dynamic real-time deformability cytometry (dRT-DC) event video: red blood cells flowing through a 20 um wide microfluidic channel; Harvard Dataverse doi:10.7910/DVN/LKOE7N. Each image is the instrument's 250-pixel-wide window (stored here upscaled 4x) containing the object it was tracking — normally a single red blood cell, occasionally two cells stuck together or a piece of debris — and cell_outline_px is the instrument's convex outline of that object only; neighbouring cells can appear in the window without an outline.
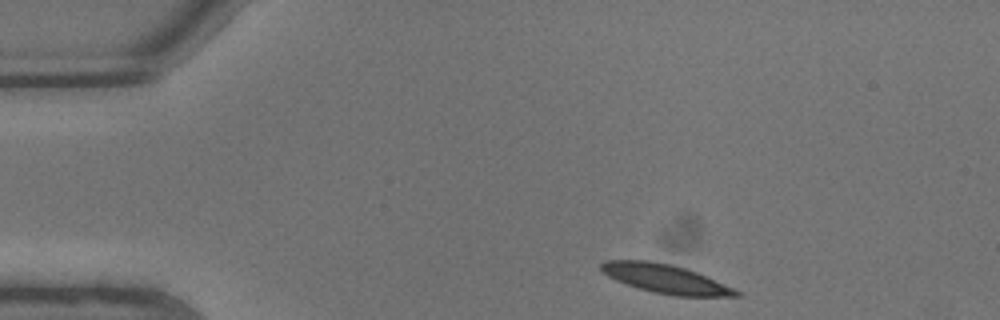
{"species": "common noctule bat (a hibernating species)", "species_latin": "Nyctalus noctula", "temperature_condition": "warm", "stored_images_in_passage": 5, "camera_frame_rate_fps": 3000, "um_per_image_px": 0.085, "animal": {"sex": "male", "body_mass_g": 13.3}, "frame": {"image": 1, "passage_image": 1, "time_ms": 0.0, "image_size_px": [1000, 320], "cell_outline_px": [[740, 296], [676, 296], [652, 292], [616, 280], [608, 276], [600, 268], [600, 264], [604, 260], [648, 260], [672, 264], [696, 272], [732, 288], [740, 292]], "centroid_in_image_um": [56.52, 23.68], "position_along_channel_um": 28.5, "area_um2": 22.31}}
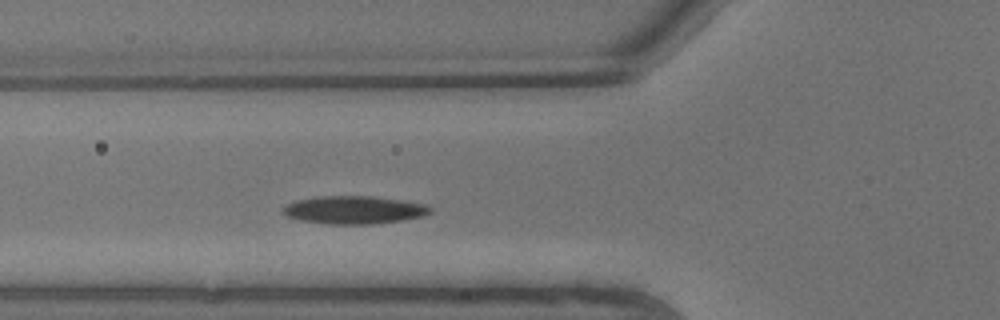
{"frame": {"image": 2, "passage_image": 5, "time_ms": 1.333, "image_size_px": [1000, 320], "cell_outline_px": [[432, 212], [424, 216], [400, 220], [372, 224], [328, 224], [300, 220], [288, 216], [280, 212], [284, 204], [296, 200], [320, 196], [372, 196], [400, 200], [424, 204], [432, 208]], "centroid_in_image_um": [30.05, 17.84], "position_along_channel_um": 95.7, "area_um2": 23.99}}